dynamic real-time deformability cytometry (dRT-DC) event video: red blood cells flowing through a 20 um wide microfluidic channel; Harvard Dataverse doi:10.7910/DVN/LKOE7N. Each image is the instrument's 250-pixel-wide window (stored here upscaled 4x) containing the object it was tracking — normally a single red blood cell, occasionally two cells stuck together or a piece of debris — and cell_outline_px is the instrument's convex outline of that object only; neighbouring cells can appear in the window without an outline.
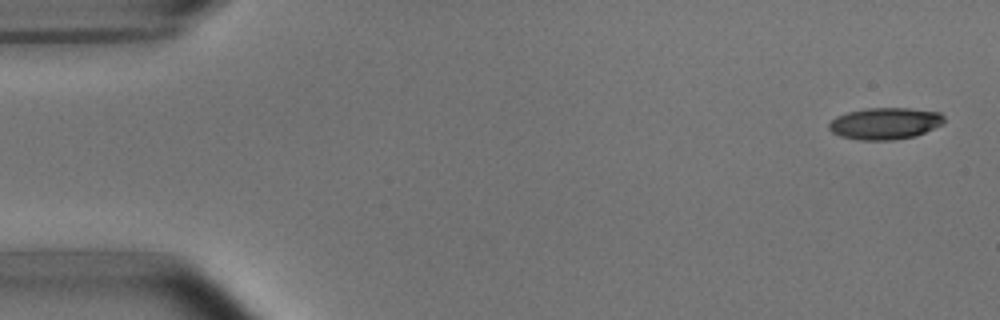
{"species": "common noctule bat (a hibernating species)", "species_latin": "Nyctalus noctula", "temperature_condition": "room temperature", "stored_images_in_passage": 5, "camera_frame_rate_fps": 3000, "um_per_image_px": 0.085, "animal": {"sex": "male", "body_mass_g": 15.6}, "frame": {"image": 1, "passage_image": 1, "time_ms": 0.0, "image_size_px": [1000, 320], "cell_outline_px": [[944, 124], [916, 136], [892, 140], [860, 140], [840, 136], [832, 132], [828, 128], [828, 124], [836, 116], [848, 112], [864, 108], [908, 108], [940, 112], [944, 116]], "centroid_in_image_um": [75.24, 10.49], "position_along_channel_um": 9.8, "area_um2": 21.44}}
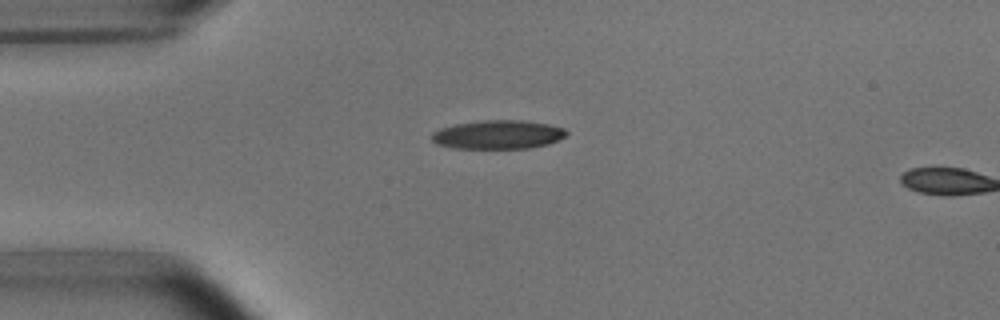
{"frame": {"image": 2, "passage_image": 4, "time_ms": 3.667, "image_size_px": [1000, 320], "cell_outline_px": [[568, 136], [560, 140], [548, 144], [528, 148], [452, 148], [436, 144], [432, 140], [432, 132], [440, 128], [452, 124], [484, 120], [520, 120], [548, 124], [564, 128], [568, 132]], "centroid_in_image_um": [42.34, 11.44], "position_along_channel_um": 42.7, "area_um2": 22.77}}